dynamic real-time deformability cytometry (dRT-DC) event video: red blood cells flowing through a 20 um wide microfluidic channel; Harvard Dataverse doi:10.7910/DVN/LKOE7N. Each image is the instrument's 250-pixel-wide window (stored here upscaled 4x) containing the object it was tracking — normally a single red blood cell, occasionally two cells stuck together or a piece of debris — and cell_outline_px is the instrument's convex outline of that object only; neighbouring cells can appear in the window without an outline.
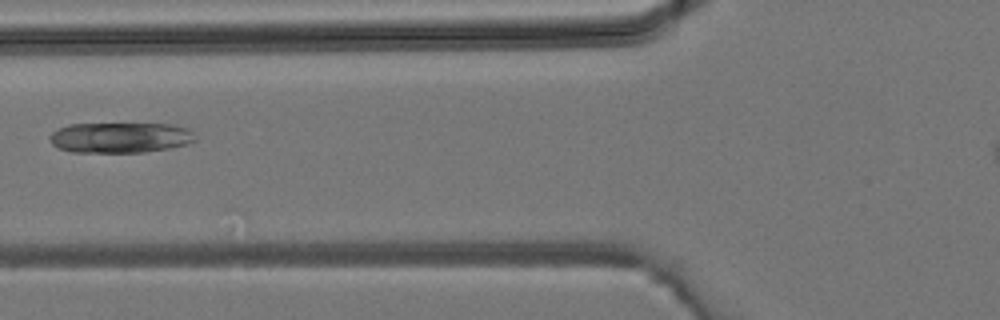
{"species": "common noctule bat (a hibernating species)", "species_latin": "Nyctalus noctula", "temperature_condition": "room temperature", "stored_images_in_passage": 3, "camera_frame_rate_fps": 3000, "um_per_image_px": 0.085, "animal": {"sex": "male", "body_mass_g": 19.2, "forearm_length_mm": 51.8}, "frame": {"image": 1, "passage_image": 3, "time_ms": 0.667, "image_size_px": [1000, 320], "cell_outline_px": [[196, 140], [188, 144], [168, 148], [144, 152], [72, 152], [56, 148], [52, 144], [48, 136], [52, 132], [68, 124], [172, 124], [188, 128], [196, 136]], "centroid_in_image_um": [10.21, 11.69], "position_along_channel_um": 115.6, "area_um2": 25.95}}